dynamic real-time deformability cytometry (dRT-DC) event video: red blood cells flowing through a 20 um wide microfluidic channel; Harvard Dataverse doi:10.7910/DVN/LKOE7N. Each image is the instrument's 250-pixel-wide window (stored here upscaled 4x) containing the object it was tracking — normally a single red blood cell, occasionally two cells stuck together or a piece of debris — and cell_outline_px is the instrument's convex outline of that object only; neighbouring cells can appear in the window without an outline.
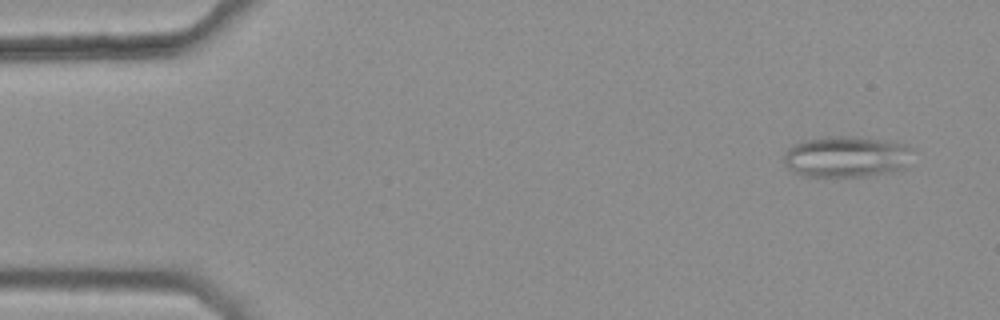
{"species": "common noctule bat (a hibernating species)", "species_latin": "Nyctalus noctula", "temperature_condition": "warm", "stored_images_in_passage": 4, "camera_frame_rate_fps": 3000, "um_per_image_px": 0.085, "animal": {"sex": "female", "body_mass_g": 25.1}, "frame": {"image": 1, "passage_image": 1, "time_ms": 0.0, "image_size_px": [1000, 320], "cell_outline_px": [[912, 148], [908, 168], [892, 172], [864, 176], [804, 176], [788, 168], [784, 164], [784, 156], [788, 148], [804, 140], [824, 136], [852, 136], [896, 140]], "centroid_in_image_um": [72.01, 13.3], "position_along_channel_um": 13.0, "area_um2": 31.39}}